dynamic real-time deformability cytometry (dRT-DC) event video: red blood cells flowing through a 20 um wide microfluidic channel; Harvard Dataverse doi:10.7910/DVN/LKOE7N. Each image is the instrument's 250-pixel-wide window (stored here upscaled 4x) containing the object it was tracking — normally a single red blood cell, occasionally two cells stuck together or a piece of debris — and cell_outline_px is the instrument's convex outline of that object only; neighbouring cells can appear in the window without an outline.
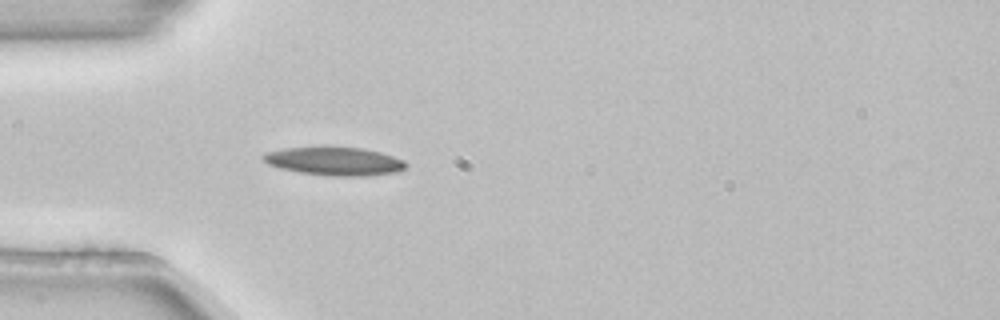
{"species": "common noctule bat (a hibernating species)", "species_latin": "Nyctalus noctula", "temperature_condition": "room temperature", "stored_images_in_passage": 3, "camera_frame_rate_fps": 3000, "um_per_image_px": 0.085, "animal": {"sex": "female", "body_mass_g": 22.7, "forearm_length_mm": 54.2}, "frame": {"image": 1, "passage_image": 3, "time_ms": 0.667, "image_size_px": [1000, 320], "cell_outline_px": [[408, 164], [404, 168], [396, 172], [368, 176], [328, 176], [300, 172], [280, 168], [268, 164], [260, 156], [264, 152], [284, 148], [320, 144], [324, 144], [360, 148], [380, 152], [404, 160]], "centroid_in_image_um": [28.37, 13.66], "position_along_channel_um": 56.6, "area_um2": 24.45}}